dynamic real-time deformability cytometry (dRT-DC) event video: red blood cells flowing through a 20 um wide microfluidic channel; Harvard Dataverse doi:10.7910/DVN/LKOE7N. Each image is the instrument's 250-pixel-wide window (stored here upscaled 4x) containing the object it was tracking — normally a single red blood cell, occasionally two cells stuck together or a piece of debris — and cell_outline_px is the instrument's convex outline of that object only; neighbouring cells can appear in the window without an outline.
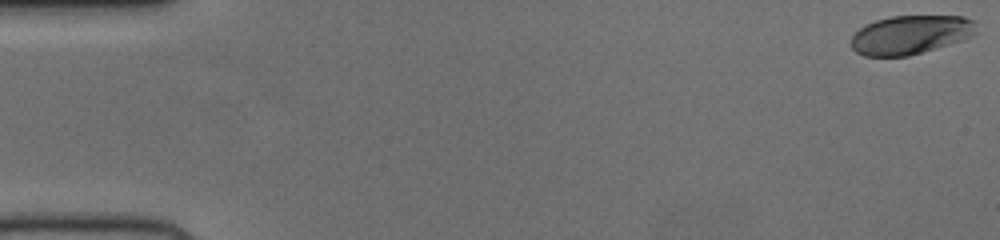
{"species": "human", "species_latin": "Homo sapiens", "temperature_condition": "cold", "stored_images_in_passage": 53, "camera_frame_rate_fps": 3000, "um_per_image_px": 0.085, "donor": {"sex": "female"}, "frame": {"image": 1, "passage_image": 1, "time_ms": 0.0, "image_size_px": [1000, 240], "cell_outline_px": [[976, 32], [960, 40], [908, 56], [864, 56], [856, 52], [852, 48], [852, 36], [860, 28], [876, 20], [892, 16], [964, 16], [972, 20]], "centroid_in_image_um": [77.34, 2.95], "position_along_channel_um": 7.7, "area_um2": 27.74}}
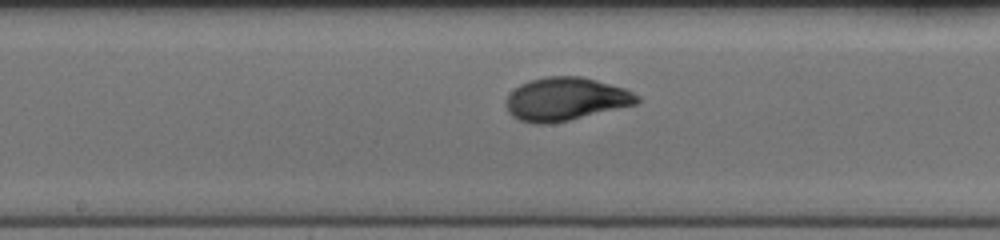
{"frame": {"image": 2, "passage_image": 28, "time_ms": 9.0, "image_size_px": [1000, 240], "cell_outline_px": [[640, 100], [636, 104], [568, 120], [548, 124], [532, 124], [520, 120], [512, 116], [508, 112], [504, 104], [508, 96], [520, 84], [528, 80], [548, 76], [580, 76], [596, 80], [624, 88], [640, 96]], "centroid_in_image_um": [48.05, 8.42], "position_along_channel_um": 200.2, "area_um2": 32.83}}
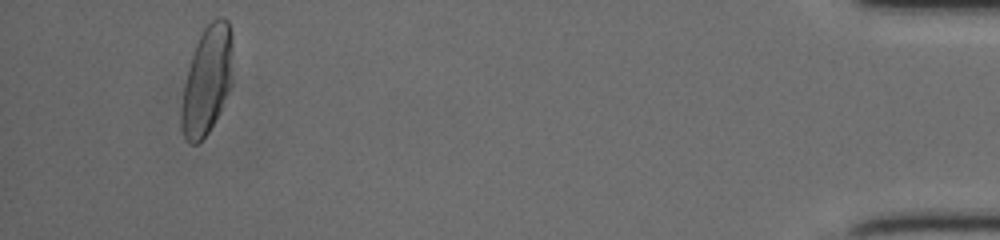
{"frame": {"image": 3, "passage_image": 50, "time_ms": 16.333, "image_size_px": [1000, 240], "cell_outline_px": [[232, 84], [208, 132], [196, 144], [188, 144], [180, 128], [180, 108], [184, 84], [188, 68], [200, 32], [212, 20], [220, 16], [224, 16], [228, 20], [232, 32]], "centroid_in_image_um": [17.58, 6.79], "position_along_channel_um": 417.6, "area_um2": 32.54}}